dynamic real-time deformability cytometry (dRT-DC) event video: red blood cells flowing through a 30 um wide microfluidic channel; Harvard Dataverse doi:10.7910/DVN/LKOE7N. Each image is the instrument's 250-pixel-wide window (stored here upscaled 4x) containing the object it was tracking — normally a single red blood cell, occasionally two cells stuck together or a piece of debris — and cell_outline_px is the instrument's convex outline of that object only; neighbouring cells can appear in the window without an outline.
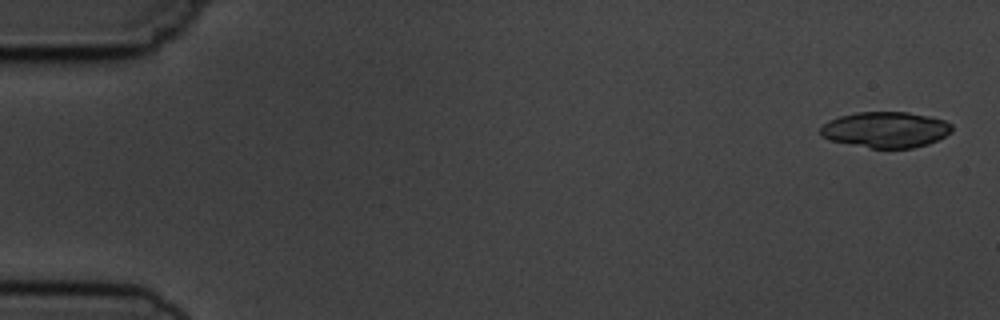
{"species": "common noctule bat (a hibernating species)", "species_latin": "Nyctalus noctula", "temperature_condition": "cold", "stored_images_in_passage": 3, "camera_frame_rate_fps": 3000, "um_per_image_px": 0.085, "animal": {"sex": "male", "body_mass_g": 19.5, "forearm_length_mm": 54.6}, "frame": {"image": 1, "passage_image": 1, "time_ms": 0.0, "image_size_px": [1000, 320], "cell_outline_px": [[952, 132], [928, 144], [912, 148], [872, 148], [828, 140], [820, 136], [820, 128], [828, 120], [840, 116], [856, 112], [908, 112], [928, 116], [944, 120], [952, 124]], "centroid_in_image_um": [75.26, 11.02], "position_along_channel_um": 9.7, "area_um2": 27.51}}